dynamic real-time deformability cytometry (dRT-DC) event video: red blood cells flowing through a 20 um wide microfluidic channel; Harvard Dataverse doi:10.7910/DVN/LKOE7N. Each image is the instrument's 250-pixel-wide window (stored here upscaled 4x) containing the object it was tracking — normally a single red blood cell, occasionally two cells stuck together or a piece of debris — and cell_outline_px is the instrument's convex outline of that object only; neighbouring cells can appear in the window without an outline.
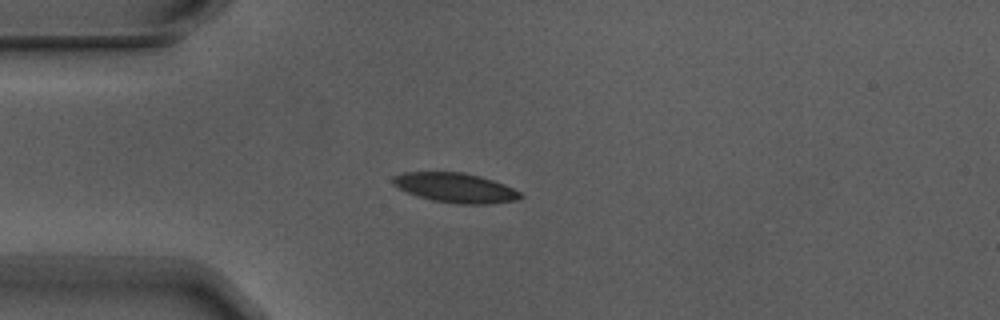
{"species": "Egyptian fruit bat (a non-hibernating species)", "species_latin": "Rousettus aegyptiacus", "temperature_condition": "warm", "stored_images_in_passage": 3, "camera_frame_rate_fps": 3000, "um_per_image_px": 0.085, "animal": {"sex": "male"}, "frame": {"image": 1, "passage_image": 2, "time_ms": 0.333, "image_size_px": [1000, 320], "cell_outline_px": [[524, 196], [516, 200], [488, 204], [456, 204], [432, 200], [416, 196], [392, 184], [392, 176], [404, 172], [464, 172], [480, 176], [504, 184], [520, 192]], "centroid_in_image_um": [38.7, 15.96], "position_along_channel_um": 46.3, "area_um2": 22.02}}